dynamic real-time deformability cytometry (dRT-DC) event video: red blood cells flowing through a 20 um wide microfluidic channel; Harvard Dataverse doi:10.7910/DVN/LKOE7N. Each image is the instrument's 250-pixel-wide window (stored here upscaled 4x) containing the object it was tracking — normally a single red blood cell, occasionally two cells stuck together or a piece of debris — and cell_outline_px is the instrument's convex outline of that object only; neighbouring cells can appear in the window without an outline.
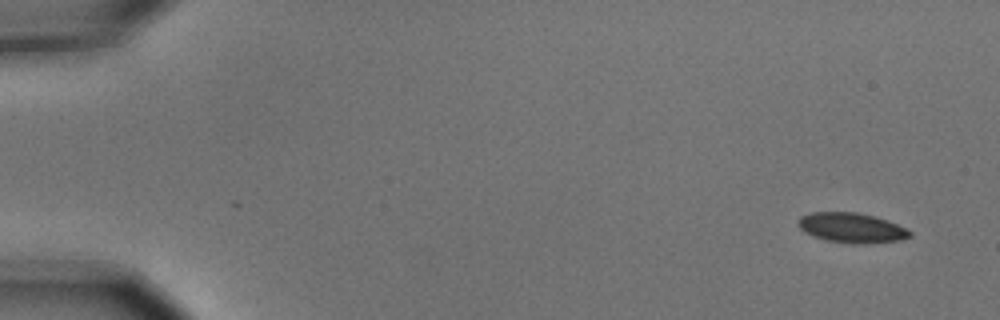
{"species": "common noctule bat (a hibernating species)", "species_latin": "Nyctalus noctula", "temperature_condition": "cold", "stored_images_in_passage": 5, "camera_frame_rate_fps": 3000, "um_per_image_px": 0.085, "animal": {"sex": "male", "body_mass_g": 15.6}, "frame": {"image": 1, "passage_image": 1, "time_ms": 0.0, "image_size_px": [1000, 320], "cell_outline_px": [[912, 236], [900, 240], [864, 244], [856, 244], [828, 240], [812, 236], [804, 232], [796, 224], [800, 216], [812, 212], [856, 212], [872, 216], [896, 224], [912, 232]], "centroid_in_image_um": [72.34, 19.36], "position_along_channel_um": 12.7, "area_um2": 19.31}}
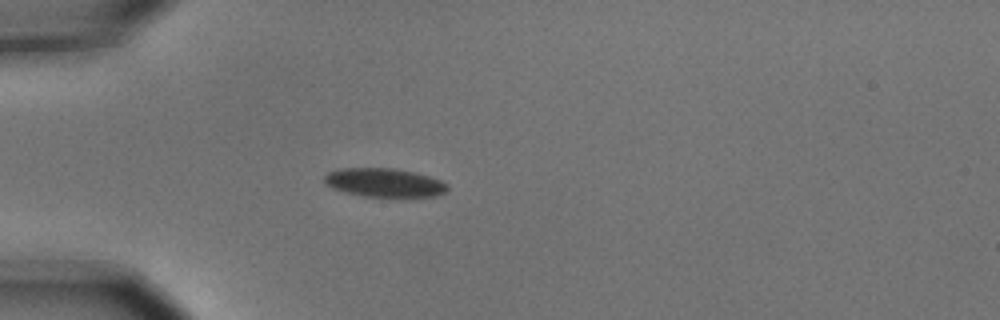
{"frame": {"image": 2, "passage_image": 4, "time_ms": 1.0, "image_size_px": [1000, 320], "cell_outline_px": [[448, 188], [444, 192], [432, 196], [364, 196], [332, 188], [324, 184], [324, 176], [328, 172], [340, 168], [392, 168], [416, 172], [440, 180], [448, 184]], "centroid_in_image_um": [32.63, 15.5], "position_along_channel_um": 52.4, "area_um2": 20.35}}